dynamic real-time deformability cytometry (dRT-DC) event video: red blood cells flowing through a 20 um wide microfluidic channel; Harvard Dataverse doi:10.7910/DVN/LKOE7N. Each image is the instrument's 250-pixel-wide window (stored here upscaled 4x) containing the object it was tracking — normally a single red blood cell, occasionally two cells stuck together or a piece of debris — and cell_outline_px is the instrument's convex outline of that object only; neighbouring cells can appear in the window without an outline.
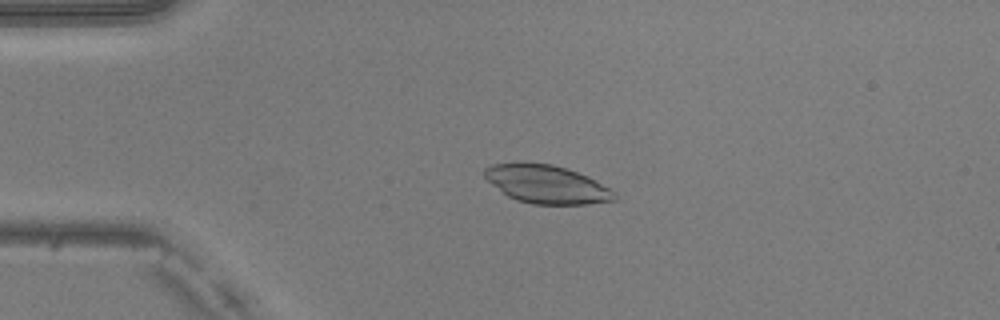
{"species": "common noctule bat (a hibernating species)", "species_latin": "Nyctalus noctula", "temperature_condition": "warm", "stored_images_in_passage": 43, "camera_frame_rate_fps": 3000, "um_per_image_px": 0.085, "animal": {"sex": "male", "body_mass_g": 20.5, "forearm_length_mm": 52.5}, "frame": {"image": 1, "passage_image": 5, "time_ms": 1.333, "image_size_px": [1000, 320], "cell_outline_px": [[616, 200], [588, 204], [532, 204], [516, 200], [508, 196], [492, 184], [484, 176], [484, 168], [492, 164], [520, 160], [552, 164], [588, 176], [612, 188], [616, 192]], "centroid_in_image_um": [46.46, 15.63], "position_along_channel_um": 38.5, "area_um2": 29.48}}
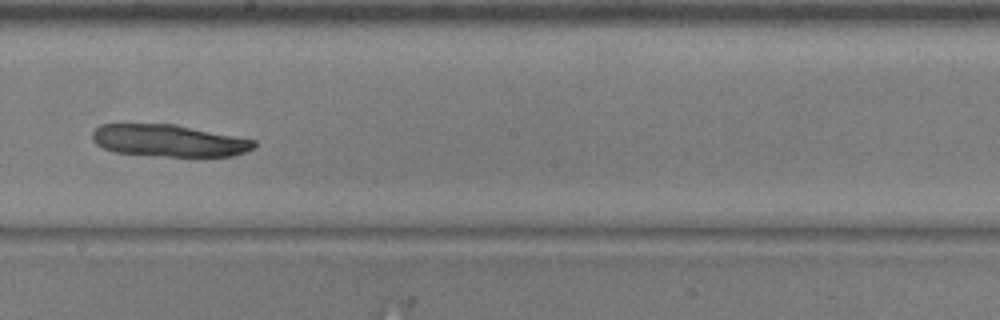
{"frame": {"image": 2, "passage_image": 22, "time_ms": 7.0, "image_size_px": [1000, 320], "cell_outline_px": [[256, 148], [232, 156], [152, 156], [116, 152], [104, 148], [96, 144], [92, 140], [92, 132], [100, 124], [176, 124], [256, 140]], "centroid_in_image_um": [14.35, 11.95], "position_along_channel_um": 233.8, "area_um2": 30.35}}
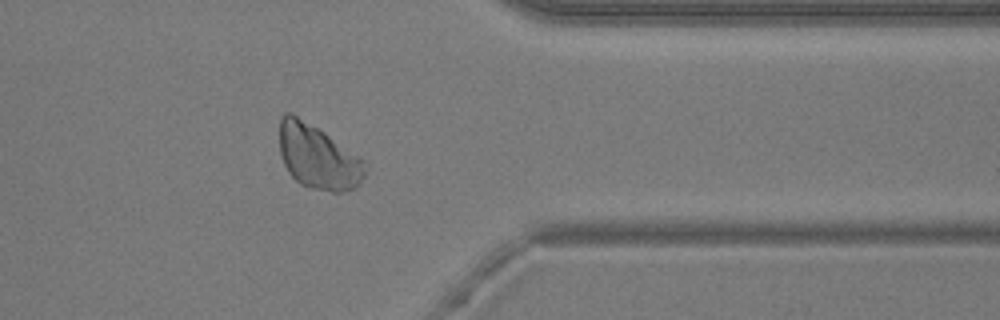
{"frame": {"image": 3, "passage_image": 34, "time_ms": 11.0, "image_size_px": [1000, 320], "cell_outline_px": [[368, 172], [356, 188], [340, 192], [332, 192], [300, 184], [288, 172], [284, 164], [280, 152], [280, 116], [284, 112], [292, 112], [324, 132], [360, 156]], "centroid_in_image_um": [27.03, 13.33], "position_along_channel_um": 384.4, "area_um2": 32.08}}